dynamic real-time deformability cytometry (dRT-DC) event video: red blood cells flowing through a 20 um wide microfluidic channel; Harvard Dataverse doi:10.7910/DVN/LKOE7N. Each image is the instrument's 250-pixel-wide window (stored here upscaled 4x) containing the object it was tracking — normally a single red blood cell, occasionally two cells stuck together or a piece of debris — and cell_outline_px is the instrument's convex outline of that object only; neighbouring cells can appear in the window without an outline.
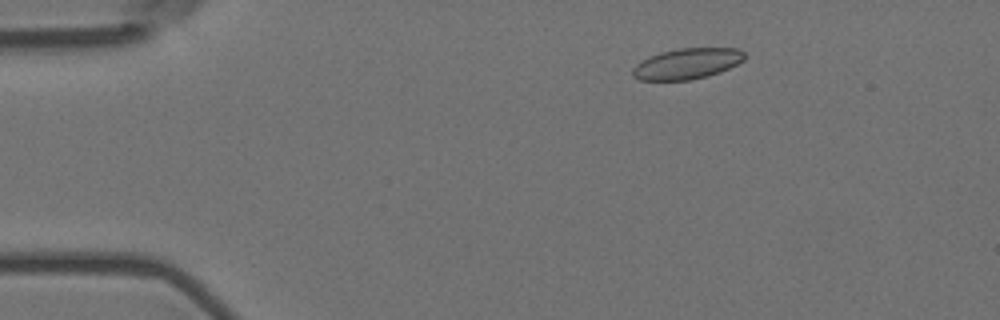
{"species": "Egyptian fruit bat (a non-hibernating species)", "species_latin": "Rousettus aegyptiacus", "temperature_condition": "room temperature", "stored_images_in_passage": 10, "camera_frame_rate_fps": 3000, "um_per_image_px": 0.085, "animal": {"sex": "female"}, "frame": {"image": 1, "passage_image": 2, "time_ms": 0.333, "image_size_px": [1000, 320], "cell_outline_px": [[744, 60], [720, 72], [708, 76], [688, 80], [640, 80], [632, 76], [632, 68], [640, 60], [648, 56], [660, 52], [676, 48], [736, 48], [744, 52]], "centroid_in_image_um": [58.35, 5.41], "position_along_channel_um": 26.7, "area_um2": 20.17}}
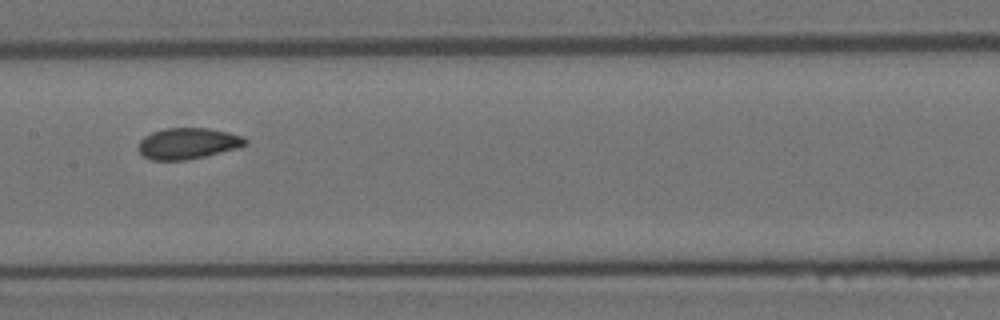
{"frame": {"image": 2, "passage_image": 7, "time_ms": 2.0, "image_size_px": [1000, 320], "cell_outline_px": [[248, 144], [236, 148], [204, 156], [184, 160], [152, 160], [144, 156], [140, 152], [140, 140], [144, 136], [152, 132], [164, 128], [208, 128], [228, 132], [244, 136], [248, 140]], "centroid_in_image_um": [15.99, 12.18], "position_along_channel_um": 191.4, "area_um2": 19.25}}
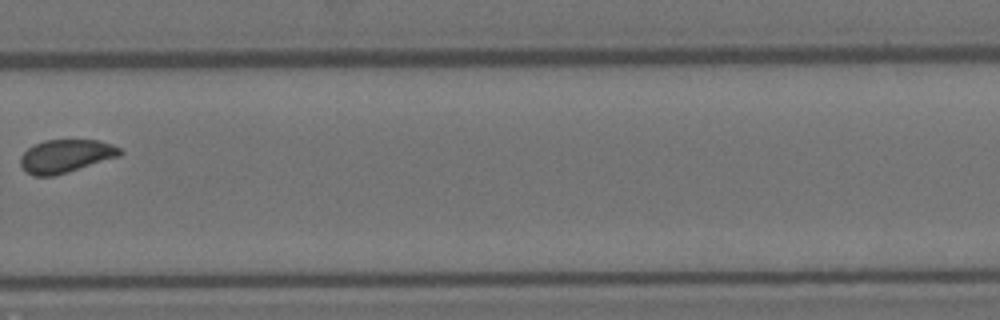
{"frame": {"image": 3, "passage_image": 10, "time_ms": 3.0, "image_size_px": [1000, 320], "cell_outline_px": [[124, 152], [120, 156], [68, 172], [52, 176], [32, 176], [24, 172], [20, 164], [20, 156], [32, 144], [44, 140], [100, 140], [112, 144], [120, 148]], "centroid_in_image_um": [5.57, 13.26], "position_along_channel_um": 324.2, "area_um2": 19.48}}